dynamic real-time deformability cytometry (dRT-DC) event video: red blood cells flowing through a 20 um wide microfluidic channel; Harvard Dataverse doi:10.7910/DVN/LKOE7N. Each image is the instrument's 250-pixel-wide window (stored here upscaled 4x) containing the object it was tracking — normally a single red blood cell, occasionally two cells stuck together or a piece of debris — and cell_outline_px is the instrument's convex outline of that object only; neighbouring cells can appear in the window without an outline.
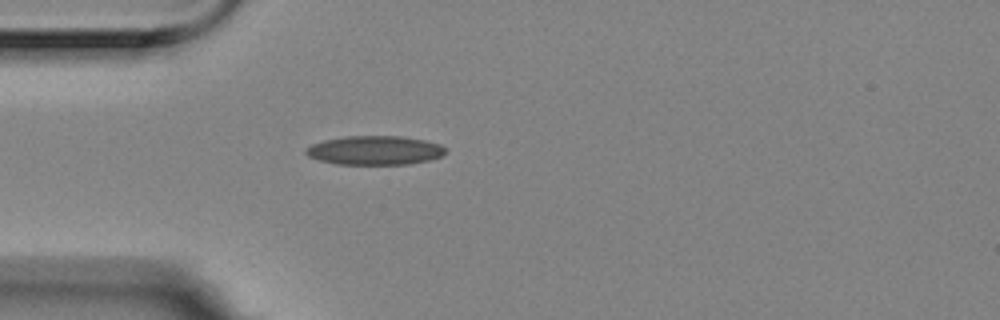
{"species": "Egyptian fruit bat (a non-hibernating species)", "species_latin": "Rousettus aegyptiacus", "temperature_condition": "room temperature", "stored_images_in_passage": 5, "camera_frame_rate_fps": 3000, "um_per_image_px": 0.085, "animal": {"sex": "female"}, "frame": {"image": 1, "passage_image": 5, "time_ms": 1.333, "image_size_px": [1000, 320], "cell_outline_px": [[448, 148], [444, 156], [432, 160], [408, 164], [336, 164], [320, 160], [308, 156], [304, 152], [304, 148], [312, 144], [324, 140], [344, 136], [400, 136], [424, 140], [440, 144]], "centroid_in_image_um": [31.89, 12.78], "position_along_channel_um": 53.1, "area_um2": 23.87}}